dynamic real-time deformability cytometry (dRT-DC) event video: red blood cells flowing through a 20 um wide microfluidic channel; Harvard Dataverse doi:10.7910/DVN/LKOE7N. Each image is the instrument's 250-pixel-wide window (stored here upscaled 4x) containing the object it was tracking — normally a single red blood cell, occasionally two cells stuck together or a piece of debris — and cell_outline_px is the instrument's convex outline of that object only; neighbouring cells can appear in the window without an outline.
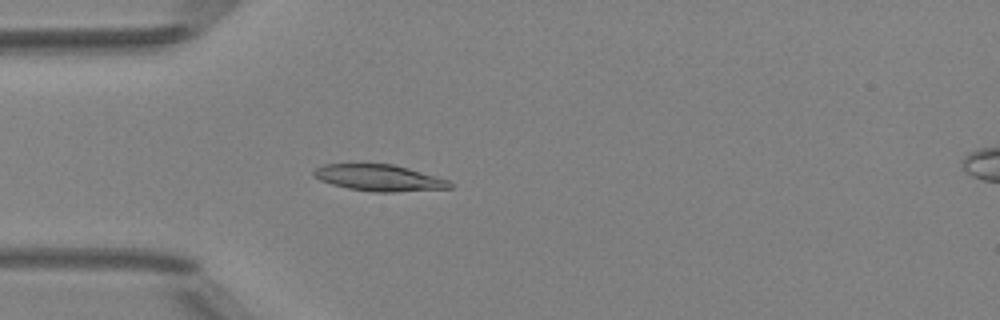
{"species": "Egyptian fruit bat (a non-hibernating species)", "species_latin": "Rousettus aegyptiacus", "temperature_condition": "room temperature", "stored_images_in_passage": 6, "camera_frame_rate_fps": 3000, "um_per_image_px": 0.085, "animal": {"sex": "female"}, "frame": {"image": 1, "passage_image": 5, "time_ms": 4.667, "image_size_px": [1000, 320], "cell_outline_px": [[452, 188], [396, 192], [376, 192], [348, 188], [332, 184], [320, 180], [312, 176], [312, 172], [320, 164], [392, 164], [408, 168], [448, 180], [452, 184]], "centroid_in_image_um": [32.19, 15.11], "position_along_channel_um": 52.8, "area_um2": 20.87}}